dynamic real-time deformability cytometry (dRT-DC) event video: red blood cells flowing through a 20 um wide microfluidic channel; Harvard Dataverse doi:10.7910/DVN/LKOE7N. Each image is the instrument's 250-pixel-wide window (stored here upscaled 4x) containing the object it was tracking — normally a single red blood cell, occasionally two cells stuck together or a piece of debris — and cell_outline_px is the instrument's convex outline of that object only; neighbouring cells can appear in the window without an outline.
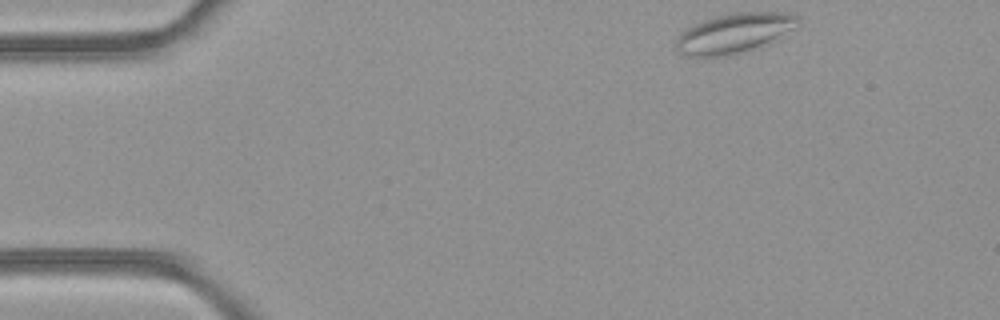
{"species": "common noctule bat (a hibernating species)", "species_latin": "Nyctalus noctula", "temperature_condition": "room temperature", "stored_images_in_passage": 7, "camera_frame_rate_fps": 3000, "um_per_image_px": 0.085, "animal": {"sex": "female", "body_mass_g": 21.9}, "frame": {"image": 1, "passage_image": 1, "time_ms": 0.0, "image_size_px": [1000, 320], "cell_outline_px": [[800, 24], [768, 44], [740, 52], [716, 56], [684, 56], [676, 48], [676, 36], [688, 28], [704, 20], [716, 16], [736, 12], [788, 12], [800, 16]], "centroid_in_image_um": [62.45, 2.8], "position_along_channel_um": 22.6, "area_um2": 28.03}}